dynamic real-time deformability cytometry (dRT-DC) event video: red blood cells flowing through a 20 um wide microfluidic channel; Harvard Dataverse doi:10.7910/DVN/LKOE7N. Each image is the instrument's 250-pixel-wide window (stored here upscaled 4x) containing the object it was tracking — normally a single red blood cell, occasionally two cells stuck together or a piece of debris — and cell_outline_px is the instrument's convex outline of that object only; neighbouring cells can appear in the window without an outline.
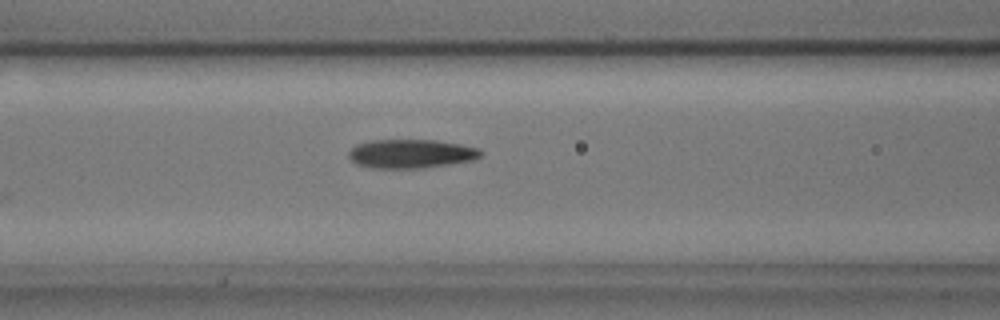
{"species": "common noctule bat (a hibernating species)", "species_latin": "Nyctalus noctula", "temperature_condition": "cold", "stored_images_in_passage": 17, "camera_frame_rate_fps": 3000, "um_per_image_px": 0.085, "animal": {"sex": "male", "body_mass_g": 17.9, "forearm_length_mm": 54.2}, "frame": {"image": 1, "passage_image": 8, "time_ms": 2.333, "image_size_px": [1000, 320], "cell_outline_px": [[484, 152], [480, 156], [472, 160], [424, 168], [368, 168], [356, 164], [348, 156], [348, 152], [356, 144], [372, 140], [436, 140], [460, 144], [476, 148]], "centroid_in_image_um": [34.9, 13.07], "position_along_channel_um": 131.7, "area_um2": 22.2}}
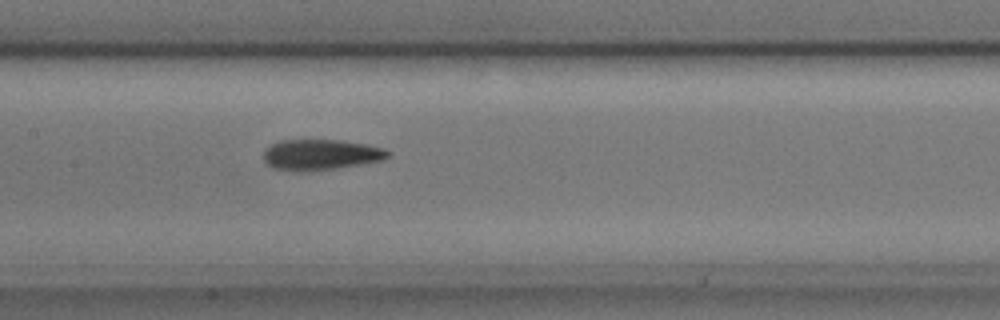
{"frame": {"image": 2, "passage_image": 12, "time_ms": 3.667, "image_size_px": [1000, 320], "cell_outline_px": [[392, 156], [384, 160], [364, 164], [308, 172], [292, 172], [272, 168], [264, 160], [264, 152], [272, 144], [280, 140], [340, 140], [368, 144], [384, 148], [392, 152]], "centroid_in_image_um": [27.32, 13.16], "position_along_channel_um": 180.1, "area_um2": 22.72}}